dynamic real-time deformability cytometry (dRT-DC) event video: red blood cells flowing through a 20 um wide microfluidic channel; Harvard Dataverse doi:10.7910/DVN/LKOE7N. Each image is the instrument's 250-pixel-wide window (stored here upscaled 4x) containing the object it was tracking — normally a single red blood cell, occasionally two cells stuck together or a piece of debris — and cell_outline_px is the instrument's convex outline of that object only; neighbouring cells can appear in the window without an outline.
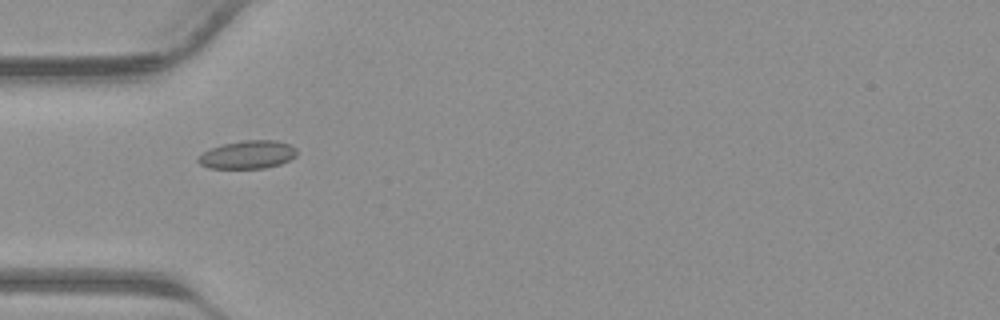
{"species": "common noctule bat (a hibernating species)", "species_latin": "Nyctalus noctula", "temperature_condition": "warm", "stored_images_in_passage": 41, "camera_frame_rate_fps": 3000, "um_per_image_px": 0.085, "animal": {"sex": "male", "body_mass_g": 23.1, "forearm_length_mm": 52.7}, "frame": {"image": 1, "passage_image": 13, "time_ms": 4.0, "image_size_px": [1000, 320], "cell_outline_px": [[296, 156], [280, 164], [264, 168], [208, 168], [200, 164], [196, 160], [196, 156], [212, 148], [224, 144], [244, 140], [276, 140], [292, 144], [296, 148]], "centroid_in_image_um": [21.06, 13.14], "position_along_channel_um": 63.9, "area_um2": 16.18}}
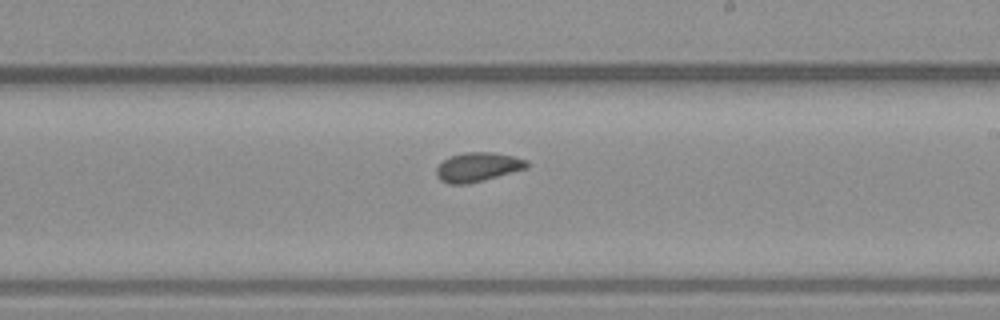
{"frame": {"image": 2, "passage_image": 24, "time_ms": 7.667, "image_size_px": [1000, 320], "cell_outline_px": [[528, 168], [484, 180], [468, 184], [448, 184], [440, 180], [436, 176], [436, 168], [448, 156], [464, 152], [492, 152], [512, 156], [528, 160]], "centroid_in_image_um": [40.59, 14.2], "position_along_channel_um": 248.4, "area_um2": 15.49}}
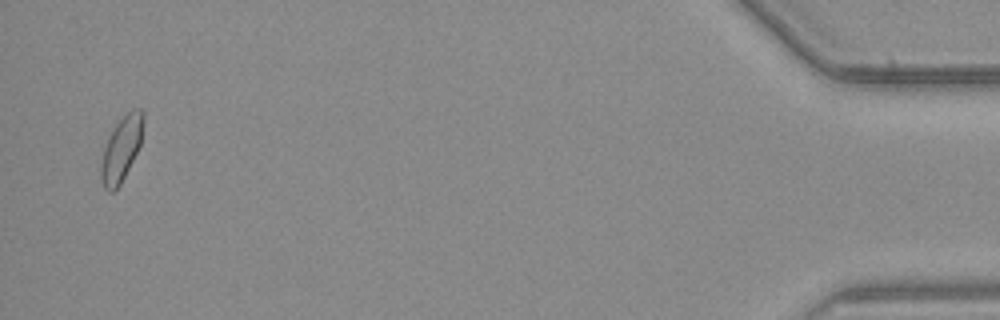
{"frame": {"image": 3, "passage_image": 40, "time_ms": 13.0, "image_size_px": [1000, 320], "cell_outline_px": [[144, 120], [140, 144], [120, 184], [112, 192], [108, 192], [104, 188], [100, 180], [100, 164], [104, 148], [112, 128], [132, 108], [140, 108], [144, 112]], "centroid_in_image_um": [10.3, 12.64], "position_along_channel_um": 424.9, "area_um2": 15.78}}